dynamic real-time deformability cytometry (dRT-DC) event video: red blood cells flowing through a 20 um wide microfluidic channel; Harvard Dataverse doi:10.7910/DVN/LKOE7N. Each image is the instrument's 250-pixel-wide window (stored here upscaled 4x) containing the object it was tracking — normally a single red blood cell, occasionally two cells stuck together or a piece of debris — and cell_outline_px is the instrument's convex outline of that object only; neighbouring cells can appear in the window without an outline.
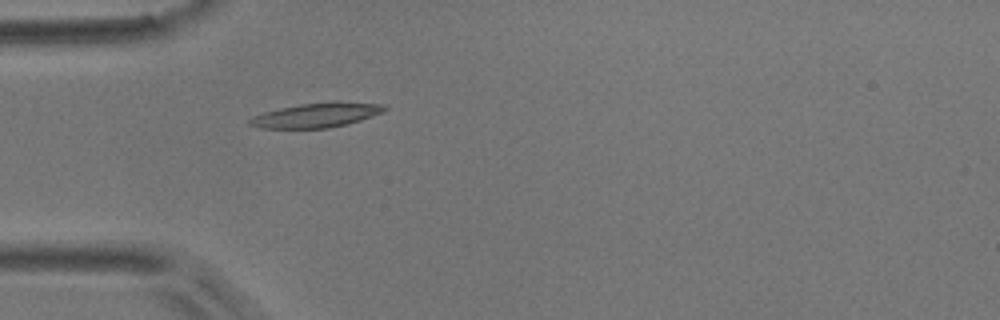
{"species": "common noctule bat (a hibernating species)", "species_latin": "Nyctalus noctula", "temperature_condition": "room temperature", "stored_images_in_passage": 2, "camera_frame_rate_fps": 3000, "um_per_image_px": 0.085, "animal": {"sex": "male", "body_mass_g": 17.9}, "frame": {"image": 1, "passage_image": 2, "time_ms": 1.333, "image_size_px": [1000, 320], "cell_outline_px": [[388, 108], [384, 112], [360, 120], [328, 128], [260, 128], [248, 124], [248, 120], [252, 116], [264, 112], [280, 108], [300, 104], [332, 100], [336, 100], [384, 104]], "centroid_in_image_um": [26.93, 9.76], "position_along_channel_um": 58.1, "area_um2": 19.54}}